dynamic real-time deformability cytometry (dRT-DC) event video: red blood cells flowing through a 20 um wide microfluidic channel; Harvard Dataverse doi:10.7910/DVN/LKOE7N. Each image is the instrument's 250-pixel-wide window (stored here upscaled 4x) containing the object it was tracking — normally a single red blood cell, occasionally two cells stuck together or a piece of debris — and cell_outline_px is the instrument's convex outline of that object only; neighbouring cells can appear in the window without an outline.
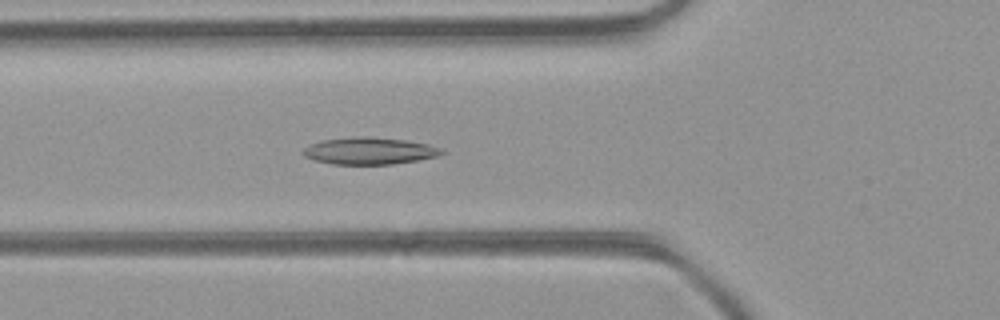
{"species": "common noctule bat (a hibernating species)", "species_latin": "Nyctalus noctula", "temperature_condition": "room temperature", "stored_images_in_passage": 47, "camera_frame_rate_fps": 3000, "um_per_image_px": 0.085, "animal": {"sex": "female", "body_mass_g": 21.9}, "frame": {"image": 1, "passage_image": 17, "time_ms": 5.333, "image_size_px": [1000, 320], "cell_outline_px": [[444, 152], [436, 156], [416, 160], [392, 164], [332, 164], [312, 160], [304, 156], [300, 152], [304, 148], [320, 140], [352, 136], [368, 136], [404, 140], [428, 144], [440, 148]], "centroid_in_image_um": [31.32, 12.82], "position_along_channel_um": 94.5, "area_um2": 21.79}}
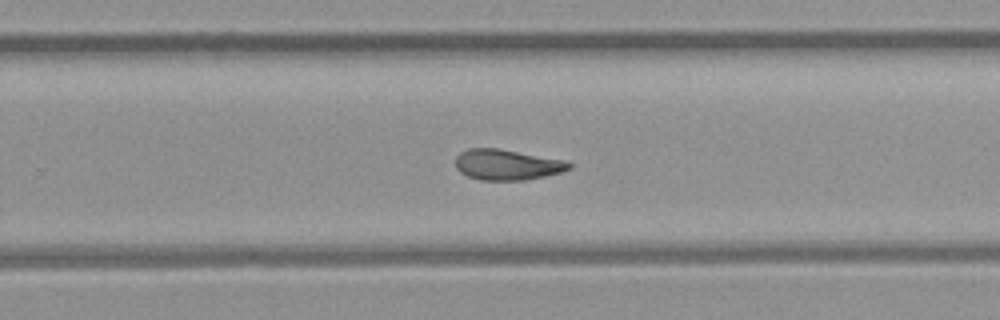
{"frame": {"image": 2, "passage_image": 30, "time_ms": 9.667, "image_size_px": [1000, 320], "cell_outline_px": [[572, 168], [560, 172], [544, 176], [524, 180], [480, 180], [468, 176], [460, 172], [456, 168], [456, 156], [460, 152], [468, 148], [496, 148], [568, 160], [572, 164]], "centroid_in_image_um": [43.11, 13.99], "position_along_channel_um": 286.7, "area_um2": 20.35}}
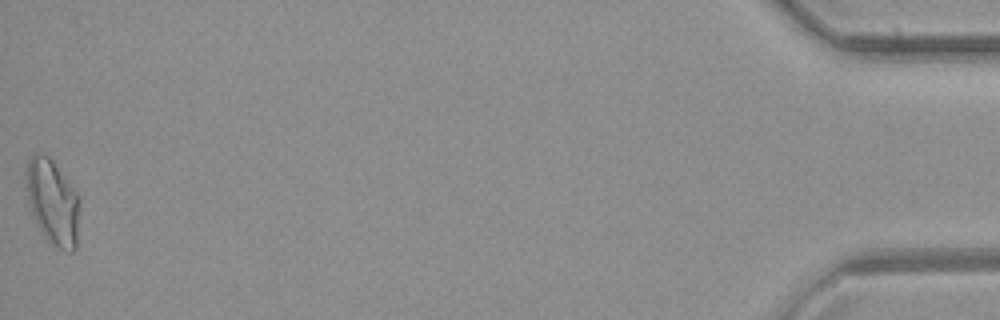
{"frame": {"image": 3, "passage_image": 47, "time_ms": 15.333, "image_size_px": [1000, 320], "cell_outline_px": [[76, 248], [72, 252], [68, 252], [52, 244], [40, 232], [32, 212], [28, 200], [24, 172], [28, 160], [36, 152], [40, 152], [48, 156], [52, 160], [76, 192]], "centroid_in_image_um": [4.4, 17.13], "position_along_channel_um": 430.8, "area_um2": 25.78}, "authors_computed_cell_mechanics": {"area_um2": 21.097, "velocity_mm_per_s": 4.4319, "shape_relaxation_time_tau1_ms": null, "shape_relaxation_time_tau2_ms": 3.023, "deformation_change_tau1": null, "deformation_change_tau2": 0.101}}